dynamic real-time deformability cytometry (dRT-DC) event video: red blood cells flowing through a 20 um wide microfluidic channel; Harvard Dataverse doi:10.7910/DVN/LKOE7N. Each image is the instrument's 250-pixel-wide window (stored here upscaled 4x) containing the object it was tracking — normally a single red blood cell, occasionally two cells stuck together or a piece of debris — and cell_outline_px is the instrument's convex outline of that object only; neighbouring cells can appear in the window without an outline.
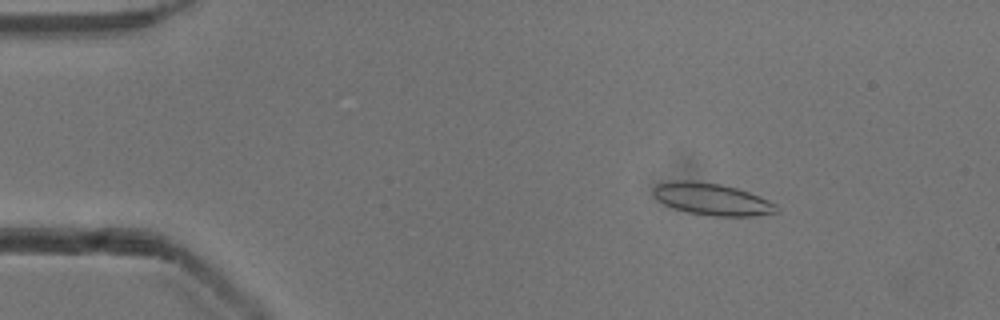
{"species": "common noctule bat (a hibernating species)", "species_latin": "Nyctalus noctula", "temperature_condition": "cold", "stored_images_in_passage": 53, "camera_frame_rate_fps": 3000, "um_per_image_px": 0.085, "animal": {"sex": "male", "body_mass_g": 13.3}, "frame": {"image": 1, "passage_image": 8, "time_ms": 2.333, "image_size_px": [1000, 320], "cell_outline_px": [[780, 212], [752, 216], [708, 216], [688, 212], [672, 208], [664, 204], [652, 192], [652, 188], [656, 184], [672, 180], [696, 180], [720, 184], [736, 188], [760, 196], [776, 204], [780, 208]], "centroid_in_image_um": [60.52, 16.93], "position_along_channel_um": 24.5, "area_um2": 23.18}}
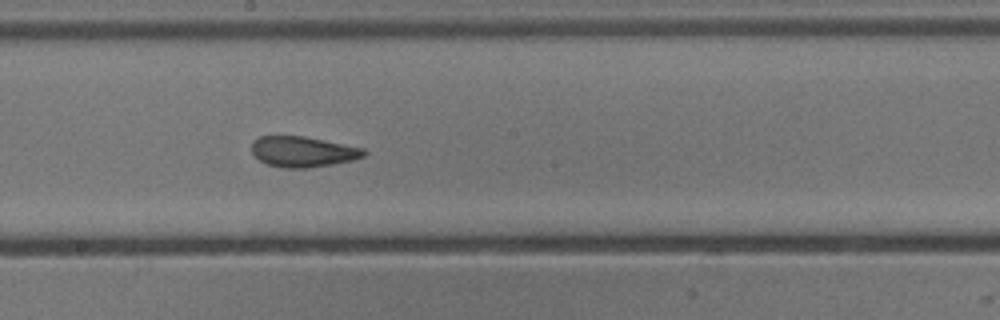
{"frame": {"image": 2, "passage_image": 29, "time_ms": 9.333, "image_size_px": [1000, 320], "cell_outline_px": [[368, 152], [364, 156], [352, 160], [332, 164], [308, 168], [284, 168], [268, 164], [260, 160], [252, 152], [252, 140], [260, 136], [304, 136], [364, 148]], "centroid_in_image_um": [25.75, 12.89], "position_along_channel_um": 222.4, "area_um2": 19.94}}
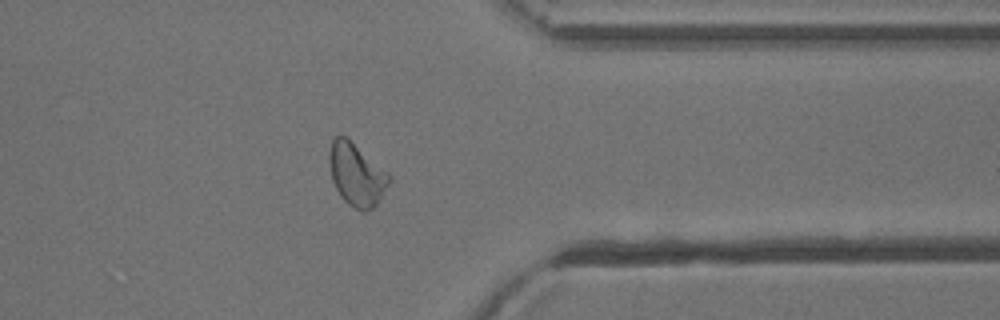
{"frame": {"image": 3, "passage_image": 42, "time_ms": 13.667, "image_size_px": [1000, 320], "cell_outline_px": [[392, 180], [380, 200], [372, 208], [356, 208], [348, 204], [340, 196], [332, 180], [328, 160], [328, 152], [332, 140], [336, 136], [344, 136], [388, 172], [392, 176]], "centroid_in_image_um": [30.3, 14.83], "position_along_channel_um": 381.1, "area_um2": 21.5}, "authors_computed_cell_mechanics": {"area_um2": 21.7906, "velocity_mm_per_s": 3.8858, "shape_relaxation_time_tau1_ms": null, "shape_relaxation_time_tau2_ms": 1.1947, "deformation_change_tau1": null, "deformation_change_tau2": 0.0754}}